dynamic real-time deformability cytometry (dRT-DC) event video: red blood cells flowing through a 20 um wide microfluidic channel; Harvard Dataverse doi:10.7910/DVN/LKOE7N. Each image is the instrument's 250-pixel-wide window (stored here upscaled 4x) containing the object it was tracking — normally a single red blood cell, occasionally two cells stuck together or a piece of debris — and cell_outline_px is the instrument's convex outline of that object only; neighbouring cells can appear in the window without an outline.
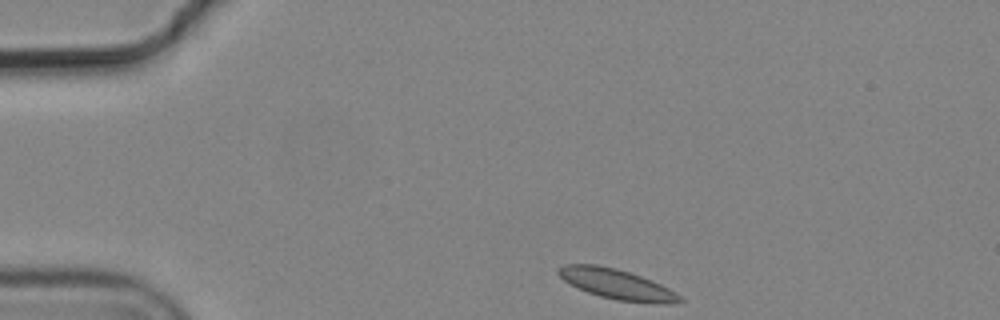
{"species": "common noctule bat (a hibernating species)", "species_latin": "Nyctalus noctula", "temperature_condition": "cold", "stored_images_in_passage": 4, "camera_frame_rate_fps": 3000, "um_per_image_px": 0.085, "animal": {"sex": "male", "body_mass_g": 19.2, "forearm_length_mm": 51.8}, "frame": {"image": 1, "passage_image": 1, "time_ms": 0.0, "image_size_px": [1000, 320], "cell_outline_px": [[684, 300], [668, 304], [660, 304], [616, 300], [600, 296], [588, 292], [564, 280], [556, 272], [564, 264], [596, 264], [616, 268], [652, 280], [676, 292]], "centroid_in_image_um": [52.45, 24.15], "position_along_channel_um": 32.5, "area_um2": 21.04}}
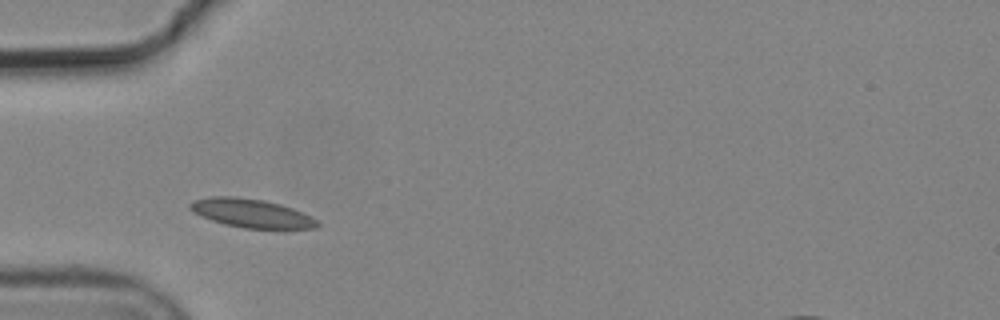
{"frame": {"image": 2, "passage_image": 3, "time_ms": 0.667, "image_size_px": [1000, 320], "cell_outline_px": [[320, 224], [316, 228], [284, 232], [280, 232], [244, 228], [224, 224], [212, 220], [192, 212], [188, 208], [188, 204], [196, 200], [208, 196], [232, 196], [264, 200], [280, 204], [292, 208], [316, 220]], "centroid_in_image_um": [21.43, 18.18], "position_along_channel_um": 63.6, "area_um2": 22.08}}
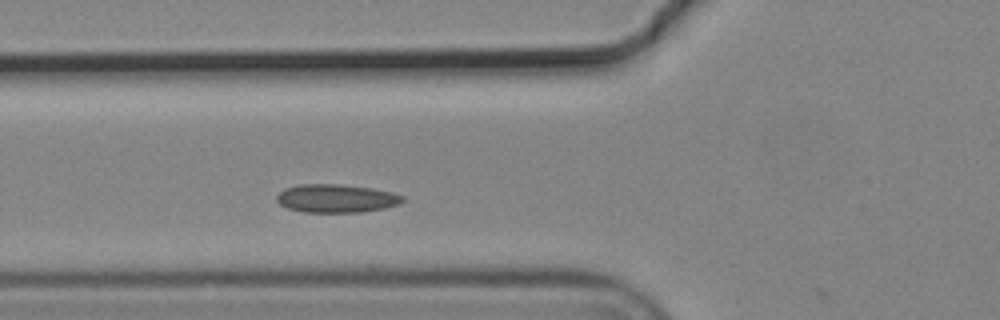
{"frame": {"image": 3, "passage_image": 4, "time_ms": 1.0, "image_size_px": [1000, 320], "cell_outline_px": [[404, 200], [400, 204], [384, 208], [360, 212], [304, 212], [288, 208], [280, 204], [276, 200], [276, 196], [284, 188], [296, 184], [340, 184], [372, 188], [392, 192], [404, 196]], "centroid_in_image_um": [28.58, 16.85], "position_along_channel_um": 97.2, "area_um2": 20.87}}